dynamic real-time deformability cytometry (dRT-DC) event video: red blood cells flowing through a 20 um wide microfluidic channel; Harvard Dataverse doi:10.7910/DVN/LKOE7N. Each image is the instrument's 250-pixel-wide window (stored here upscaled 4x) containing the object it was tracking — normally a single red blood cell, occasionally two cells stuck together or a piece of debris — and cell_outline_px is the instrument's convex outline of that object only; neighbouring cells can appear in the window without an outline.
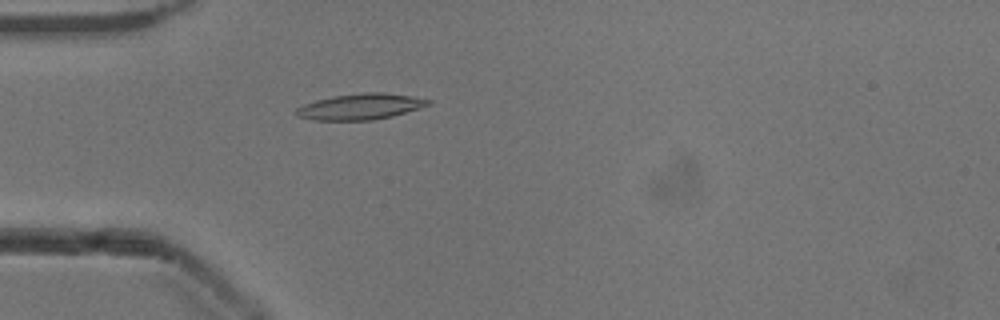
{"species": "common noctule bat (a hibernating species)", "species_latin": "Nyctalus noctula", "temperature_condition": "cold", "stored_images_in_passage": 44, "camera_frame_rate_fps": 3000, "um_per_image_px": 0.085, "animal": {"sex": "male", "body_mass_g": 13.3}, "frame": {"image": 1, "passage_image": 7, "time_ms": 2.0, "image_size_px": [1000, 320], "cell_outline_px": [[432, 104], [420, 108], [392, 116], [372, 120], [312, 120], [296, 116], [296, 108], [304, 104], [316, 100], [332, 96], [364, 92], [384, 92], [412, 96], [432, 100]], "centroid_in_image_um": [30.65, 9.06], "position_along_channel_um": 54.4, "area_um2": 20.06}}
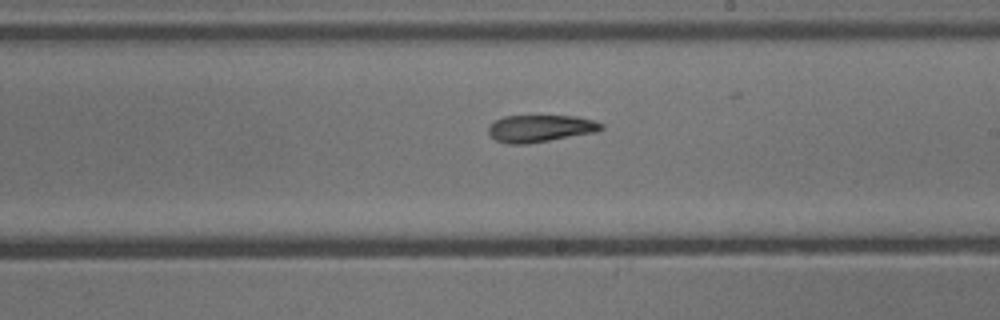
{"frame": {"image": 2, "passage_image": 22, "time_ms": 7.0, "image_size_px": [1000, 320], "cell_outline_px": [[604, 128], [596, 132], [528, 144], [508, 144], [496, 140], [488, 132], [488, 128], [496, 120], [504, 116], [576, 116], [592, 120], [604, 124]], "centroid_in_image_um": [45.94, 10.92], "position_along_channel_um": 243.1, "area_um2": 17.74}}
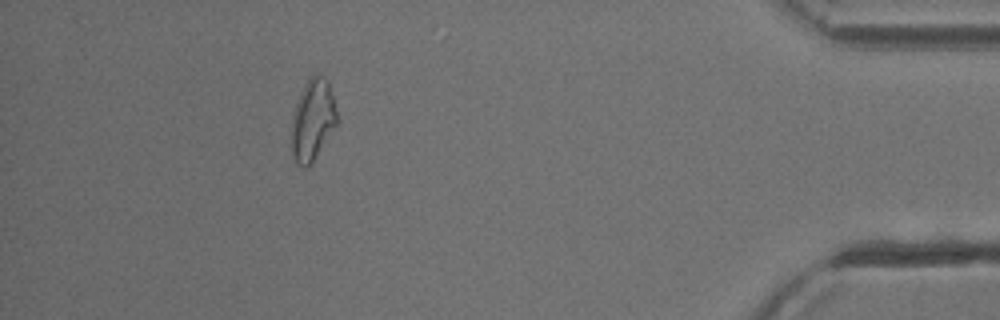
{"frame": {"image": 3, "passage_image": 39, "time_ms": 12.667, "image_size_px": [1000, 320], "cell_outline_px": [[336, 124], [312, 160], [304, 168], [296, 164], [292, 152], [292, 116], [296, 104], [304, 84], [312, 76], [324, 76], [328, 80], [336, 112]], "centroid_in_image_um": [26.55, 10.17], "position_along_channel_um": 408.7, "area_um2": 20.63}, "authors_computed_cell_mechanics": {"area_um2": 19.0451, "velocity_mm_per_s": 3.9166, "shape_relaxation_time_tau1_ms": 9.3627, "shape_relaxation_time_tau2_ms": null, "deformation_change_tau1": 0.2347, "deformation_change_tau2": null}}